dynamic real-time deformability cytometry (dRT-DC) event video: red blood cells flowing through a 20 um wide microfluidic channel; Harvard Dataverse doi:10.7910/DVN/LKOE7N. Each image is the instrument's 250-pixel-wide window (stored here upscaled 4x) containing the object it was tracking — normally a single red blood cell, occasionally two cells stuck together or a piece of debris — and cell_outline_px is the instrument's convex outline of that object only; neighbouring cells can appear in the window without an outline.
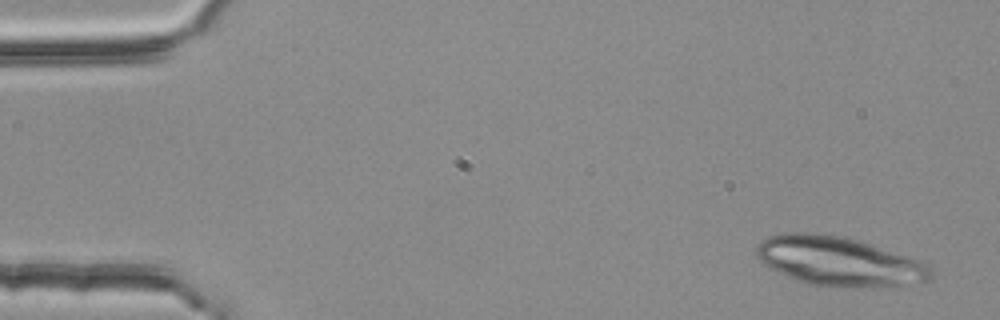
{"species": "common noctule bat (a hibernating species)", "species_latin": "Nyctalus noctula", "temperature_condition": "room temperature", "stored_images_in_passage": 5, "camera_frame_rate_fps": 3000, "um_per_image_px": 0.085, "animal": {"sex": "female", "body_mass_g": 25.1}, "frame": {"image": 1, "passage_image": 1, "time_ms": 0.0, "image_size_px": [1000, 320], "cell_outline_px": [[932, 280], [896, 288], [836, 288], [808, 284], [796, 280], [764, 264], [756, 256], [756, 244], [768, 236], [788, 232], [808, 232], [836, 236], [856, 240], [872, 244], [924, 260], [932, 272]], "centroid_in_image_um": [71.4, 22.25], "position_along_channel_um": 13.6, "area_um2": 51.04}}